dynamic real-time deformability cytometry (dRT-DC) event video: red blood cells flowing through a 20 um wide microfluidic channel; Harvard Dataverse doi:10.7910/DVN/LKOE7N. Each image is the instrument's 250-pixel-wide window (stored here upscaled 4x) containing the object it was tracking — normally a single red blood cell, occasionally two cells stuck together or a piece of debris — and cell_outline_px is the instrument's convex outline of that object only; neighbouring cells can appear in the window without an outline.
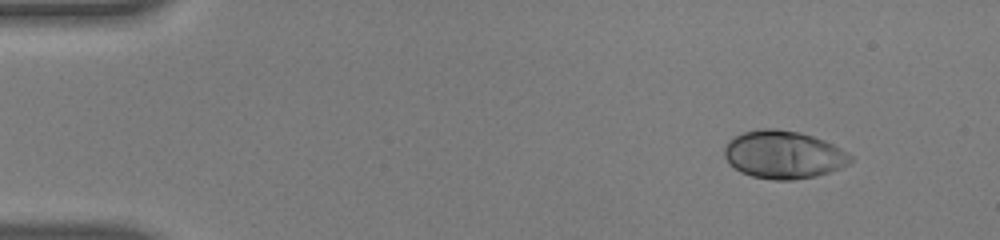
{"species": "human", "species_latin": "Homo sapiens", "temperature_condition": "warm", "stored_images_in_passage": 49, "camera_frame_rate_fps": 3000, "um_per_image_px": 0.085, "donor": {"sex": "male"}, "frame": {"image": 1, "passage_image": 1, "time_ms": 0.0, "image_size_px": [1000, 240], "cell_outline_px": [[852, 160], [848, 164], [840, 168], [816, 176], [792, 180], [772, 180], [752, 176], [740, 172], [724, 156], [724, 144], [732, 136], [744, 132], [760, 128], [776, 128], [800, 132], [824, 140], [848, 152], [852, 156]], "centroid_in_image_um": [66.58, 13.13], "position_along_channel_um": 18.4, "area_um2": 35.32}}
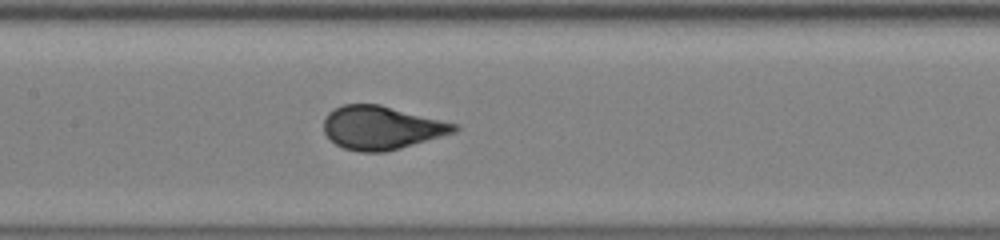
{"frame": {"image": 2, "passage_image": 22, "time_ms": 7.0, "image_size_px": [1000, 240], "cell_outline_px": [[460, 128], [456, 132], [400, 148], [384, 152], [360, 152], [344, 148], [336, 144], [324, 132], [324, 120], [328, 112], [344, 104], [380, 104], [460, 124]], "centroid_in_image_um": [32.47, 10.85], "position_along_channel_um": 174.9, "area_um2": 33.06}}
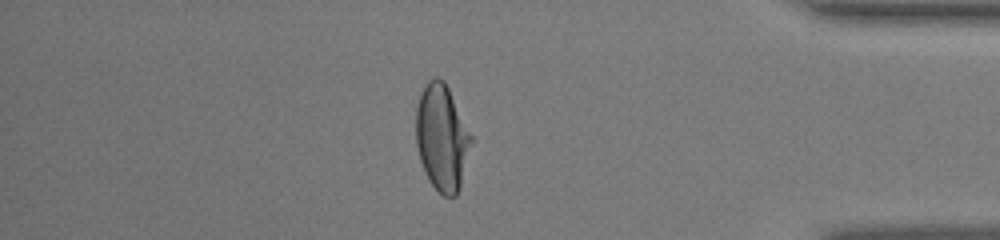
{"frame": {"image": 3, "passage_image": 42, "time_ms": 13.667, "image_size_px": [1000, 240], "cell_outline_px": [[472, 140], [460, 188], [456, 196], [444, 196], [428, 180], [420, 160], [416, 144], [416, 108], [420, 92], [424, 84], [432, 76], [436, 76], [444, 80], [472, 136]], "centroid_in_image_um": [37.54, 11.66], "position_along_channel_um": 397.7, "area_um2": 34.1}, "authors_computed_cell_mechanics": {"area_um2": 33.4084, "velocity_mm_per_s": 3.8036, "shape_relaxation_time_tau1_ms": 3.9993, "shape_relaxation_time_tau2_ms": null, "deformation_change_tau1": 0.2179, "deformation_change_tau2": null}}